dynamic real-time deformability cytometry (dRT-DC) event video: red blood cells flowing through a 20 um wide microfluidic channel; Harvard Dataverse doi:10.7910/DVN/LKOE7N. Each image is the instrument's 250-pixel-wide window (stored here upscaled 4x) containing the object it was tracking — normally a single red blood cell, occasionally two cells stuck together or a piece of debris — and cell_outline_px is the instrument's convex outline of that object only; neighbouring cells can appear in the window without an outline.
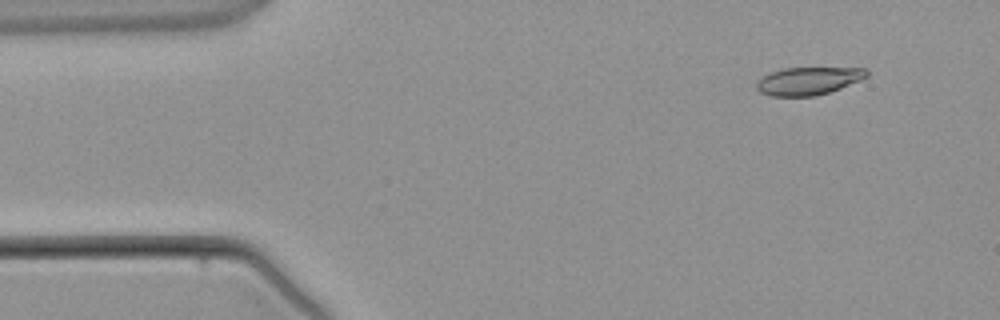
{"species": "common noctule bat (a hibernating species)", "species_latin": "Nyctalus noctula", "temperature_condition": "warm", "stored_images_in_passage": 3, "camera_frame_rate_fps": 3000, "um_per_image_px": 0.085, "animal": {"sex": "male", "body_mass_g": 21.5, "forearm_length_mm": 52.0}, "frame": {"image": 1, "passage_image": 1, "time_ms": 0.0, "image_size_px": [1000, 320], "cell_outline_px": [[868, 76], [860, 80], [840, 88], [816, 96], [768, 96], [760, 92], [756, 88], [756, 84], [764, 76], [772, 72], [784, 68], [864, 68], [868, 72]], "centroid_in_image_um": [68.7, 6.88], "position_along_channel_um": 16.3, "area_um2": 17.63}}
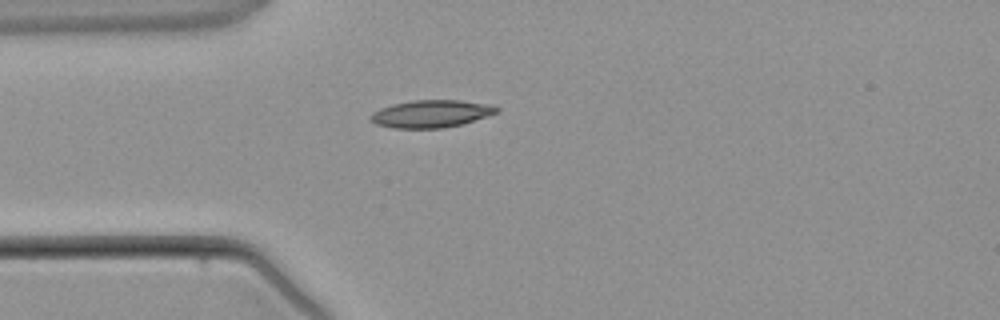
{"frame": {"image": 2, "passage_image": 3, "time_ms": 2.333, "image_size_px": [1000, 320], "cell_outline_px": [[500, 112], [460, 124], [444, 128], [392, 128], [376, 124], [368, 116], [372, 112], [380, 108], [392, 104], [412, 100], [460, 100], [488, 104], [500, 108]], "centroid_in_image_um": [36.63, 9.66], "position_along_channel_um": 48.4, "area_um2": 20.17}}